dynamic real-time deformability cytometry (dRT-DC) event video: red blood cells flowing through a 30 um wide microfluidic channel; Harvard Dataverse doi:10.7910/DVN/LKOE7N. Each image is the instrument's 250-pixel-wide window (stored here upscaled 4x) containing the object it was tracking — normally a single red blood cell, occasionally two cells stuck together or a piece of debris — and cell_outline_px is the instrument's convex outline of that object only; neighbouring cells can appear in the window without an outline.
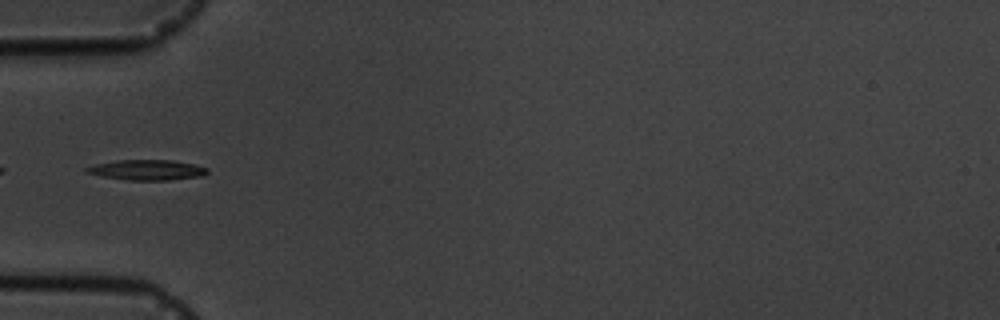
{"species": "common noctule bat (a hibernating species)", "species_latin": "Nyctalus noctula", "temperature_condition": "cold", "stored_images_in_passage": 14, "segment_of_instrument_passage": [2, 2], "camera_frame_rate_fps": 3000, "um_per_image_px": 0.085, "animal": {"sex": "male", "body_mass_g": 19.5, "forearm_length_mm": 54.6}, "frame": {"image": 1, "passage_image": 3, "time_ms": 2.333, "image_size_px": [1000, 320], "cell_outline_px": [[208, 172], [204, 176], [168, 180], [128, 180], [100, 176], [84, 172], [84, 168], [96, 164], [116, 160], [172, 160], [196, 164], [208, 168]], "centroid_in_image_um": [12.51, 14.44], "position_along_channel_um": 72.5, "area_um2": 14.45}}
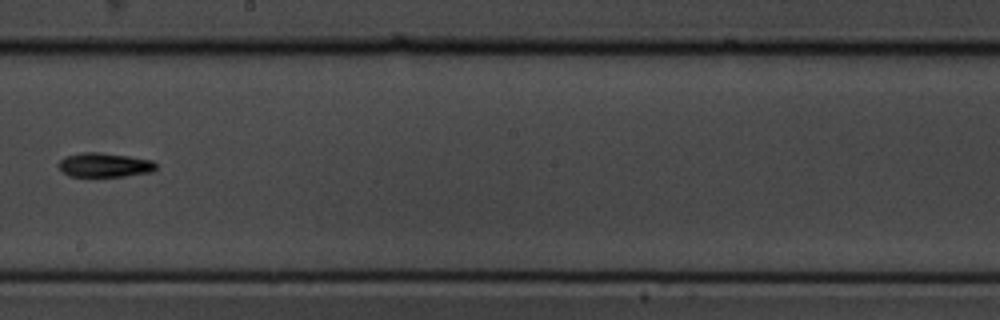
{"frame": {"image": 2, "passage_image": 7, "time_ms": 7.0, "image_size_px": [1000, 320], "cell_outline_px": [[156, 168], [152, 172], [124, 176], [68, 176], [56, 164], [64, 156], [84, 152], [96, 152], [128, 156], [152, 160], [156, 164]], "centroid_in_image_um": [8.86, 14.02], "position_along_channel_um": 239.3, "area_um2": 13.7}}
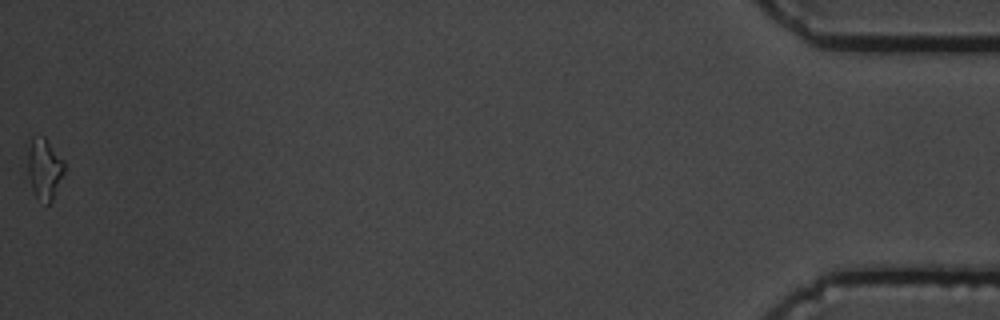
{"frame": {"image": 3, "passage_image": 14, "time_ms": 15.0, "image_size_px": [1000, 320], "cell_outline_px": [[64, 172], [52, 200], [48, 204], [36, 200], [28, 176], [28, 152], [32, 136], [44, 136], [64, 160]], "centroid_in_image_um": [3.76, 14.35], "position_along_channel_um": 431.4, "area_um2": 13.01}}